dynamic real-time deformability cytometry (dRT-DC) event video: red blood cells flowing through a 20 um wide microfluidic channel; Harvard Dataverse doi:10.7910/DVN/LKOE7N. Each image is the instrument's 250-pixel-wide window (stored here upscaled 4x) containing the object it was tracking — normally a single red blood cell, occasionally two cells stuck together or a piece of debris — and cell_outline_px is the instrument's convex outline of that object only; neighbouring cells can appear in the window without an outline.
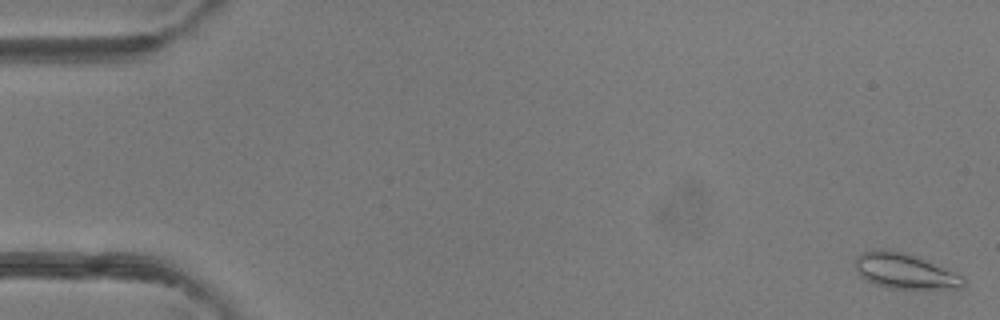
{"species": "common noctule bat (a hibernating species)", "species_latin": "Nyctalus noctula", "temperature_condition": "room temperature", "stored_images_in_passage": 50, "camera_frame_rate_fps": 3000, "um_per_image_px": 0.085, "animal": {"sex": "female"}, "frame": {"image": 1, "passage_image": 1, "time_ms": 0.0, "image_size_px": [1000, 320], "cell_outline_px": [[964, 284], [960, 288], [888, 288], [876, 284], [860, 276], [856, 272], [856, 256], [864, 252], [876, 248], [884, 248], [916, 256], [964, 276]], "centroid_in_image_um": [76.88, 23.03], "position_along_channel_um": 8.1, "area_um2": 21.96}}
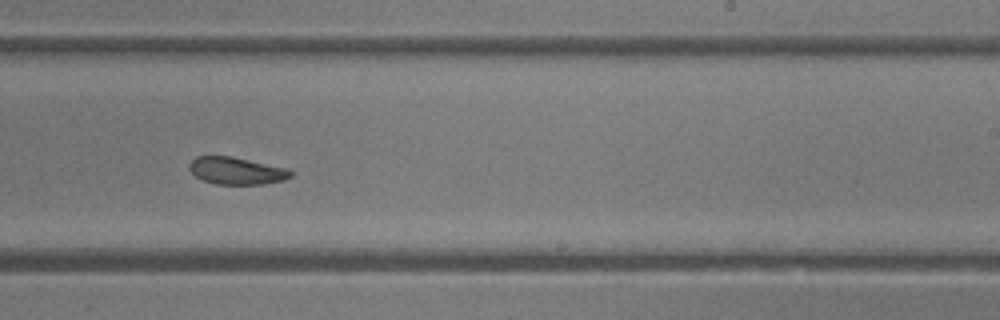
{"frame": {"image": 2, "passage_image": 31, "time_ms": 10.0, "image_size_px": [1000, 320], "cell_outline_px": [[292, 176], [284, 180], [264, 184], [216, 184], [200, 180], [188, 168], [188, 164], [196, 156], [232, 156], [284, 168], [292, 172]], "centroid_in_image_um": [20.05, 14.52], "position_along_channel_um": 269.0, "area_um2": 16.01}}
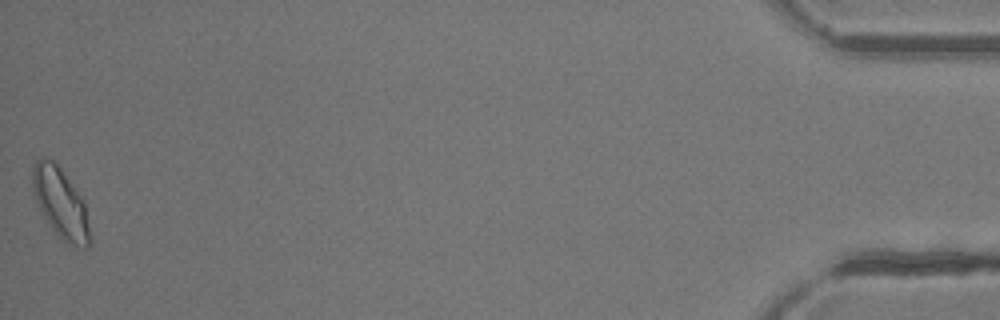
{"frame": {"image": 3, "passage_image": 50, "time_ms": 16.333, "image_size_px": [1000, 320], "cell_outline_px": [[92, 240], [88, 248], [84, 248], [72, 244], [64, 240], [52, 228], [44, 216], [36, 200], [32, 184], [32, 164], [40, 156], [44, 156], [52, 160], [60, 168], [84, 200]], "centroid_in_image_um": [5.16, 17.24], "position_along_channel_um": 430.0, "area_um2": 23.24}, "authors_computed_cell_mechanics": {"area_um2": 18.6405, "velocity_mm_per_s": 4.1372, "shape_relaxation_time_tau1_ms": null, "shape_relaxation_time_tau2_ms": 5.0931, "deformation_change_tau1": null, "deformation_change_tau2": 0.1193}}